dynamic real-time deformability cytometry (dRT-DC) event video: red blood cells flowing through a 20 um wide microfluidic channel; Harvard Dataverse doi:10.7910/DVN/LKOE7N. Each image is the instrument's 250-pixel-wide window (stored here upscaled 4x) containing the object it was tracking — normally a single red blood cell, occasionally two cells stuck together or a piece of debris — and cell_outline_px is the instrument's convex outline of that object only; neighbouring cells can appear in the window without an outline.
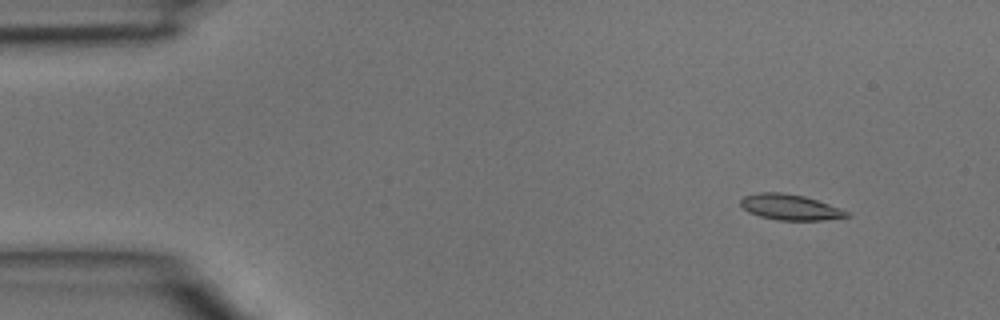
{"species": "common noctule bat (a hibernating species)", "species_latin": "Nyctalus noctula", "temperature_condition": "room temperature", "stored_images_in_passage": 3, "camera_frame_rate_fps": 3000, "um_per_image_px": 0.085, "animal": {"sex": "male", "body_mass_g": 15.6}, "frame": {"image": 1, "passage_image": 1, "time_ms": 0.0, "image_size_px": [1000, 320], "cell_outline_px": [[852, 216], [824, 220], [776, 220], [760, 216], [748, 212], [740, 204], [740, 200], [744, 196], [760, 192], [784, 192], [804, 196], [852, 212]], "centroid_in_image_um": [67.19, 17.61], "position_along_channel_um": 17.8, "area_um2": 15.95}}